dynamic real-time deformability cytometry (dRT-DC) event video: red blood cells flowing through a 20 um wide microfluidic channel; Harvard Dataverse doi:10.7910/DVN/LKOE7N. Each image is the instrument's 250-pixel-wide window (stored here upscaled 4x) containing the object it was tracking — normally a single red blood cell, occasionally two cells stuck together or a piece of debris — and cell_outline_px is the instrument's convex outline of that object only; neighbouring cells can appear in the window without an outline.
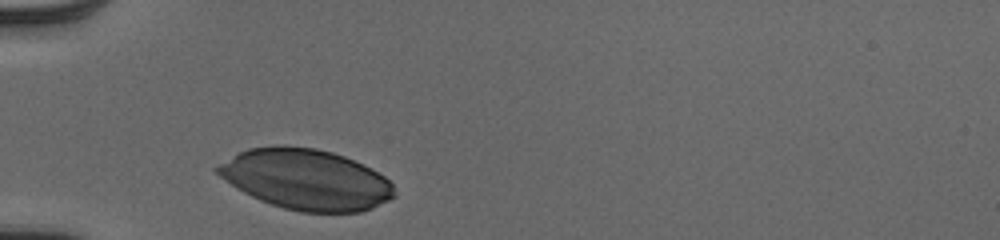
{"species": "human", "species_latin": "Homo sapiens", "temperature_condition": "cold", "stored_images_in_passage": 27, "camera_frame_rate_fps": 3000, "um_per_image_px": 0.085, "donor": {"sex": "male"}, "frame": {"image": 1, "passage_image": 1, "time_ms": 0.0, "image_size_px": [1000, 240], "cell_outline_px": [[396, 196], [372, 208], [360, 212], [300, 212], [284, 208], [260, 200], [236, 188], [220, 176], [212, 168], [240, 152], [248, 148], [276, 144], [284, 144], [316, 148], [332, 152], [344, 156], [364, 164], [384, 176], [392, 184]], "centroid_in_image_um": [26.01, 15.23], "position_along_channel_um": 59.0, "area_um2": 62.48}}
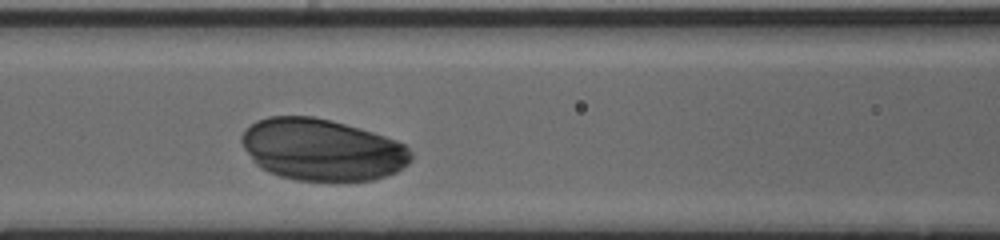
{"frame": {"image": 2, "passage_image": 8, "time_ms": 2.333, "image_size_px": [1000, 240], "cell_outline_px": [[412, 160], [408, 164], [396, 172], [372, 180], [296, 180], [280, 176], [268, 172], [260, 168], [256, 164], [244, 148], [240, 140], [240, 136], [256, 120], [268, 116], [312, 116], [344, 124], [372, 132], [396, 140], [404, 144], [412, 152]], "centroid_in_image_um": [27.36, 12.72], "position_along_channel_um": 139.2, "area_um2": 60.69}}
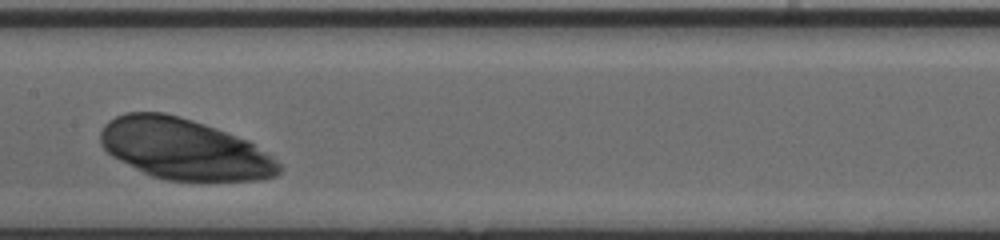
{"frame": {"image": 3, "passage_image": 12, "time_ms": 3.667, "image_size_px": [1000, 240], "cell_outline_px": [[284, 168], [276, 176], [260, 180], [168, 180], [152, 176], [112, 156], [100, 144], [100, 132], [104, 124], [108, 120], [124, 112], [164, 112], [180, 116], [216, 128], [248, 140], [272, 156]], "centroid_in_image_um": [15.65, 12.66], "position_along_channel_um": 191.7, "area_um2": 63.12}}